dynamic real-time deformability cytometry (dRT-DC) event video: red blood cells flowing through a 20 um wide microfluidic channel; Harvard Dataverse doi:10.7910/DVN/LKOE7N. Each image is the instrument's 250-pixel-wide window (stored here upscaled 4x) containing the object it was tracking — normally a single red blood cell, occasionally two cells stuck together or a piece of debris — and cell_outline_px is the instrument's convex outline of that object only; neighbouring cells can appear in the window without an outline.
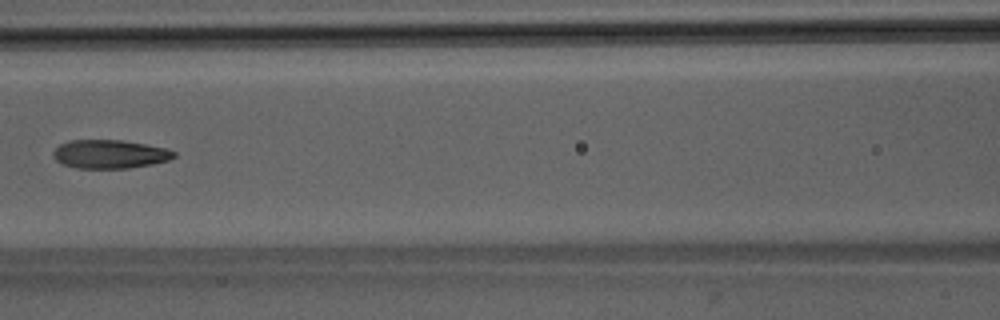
{"species": "Egyptian fruit bat (a non-hibernating species)", "species_latin": "Rousettus aegyptiacus", "temperature_condition": "room temperature", "stored_images_in_passage": 6, "camera_frame_rate_fps": 3000, "um_per_image_px": 0.085, "animal": {"sex": "male"}, "frame": {"image": 1, "passage_image": 5, "time_ms": 5.333, "image_size_px": [1000, 320], "cell_outline_px": [[176, 156], [168, 160], [152, 164], [128, 168], [76, 168], [64, 164], [56, 160], [52, 156], [52, 152], [60, 144], [68, 140], [120, 140], [144, 144], [164, 148], [176, 152]], "centroid_in_image_um": [9.3, 13.1], "position_along_channel_um": 157.3, "area_um2": 20.0}}